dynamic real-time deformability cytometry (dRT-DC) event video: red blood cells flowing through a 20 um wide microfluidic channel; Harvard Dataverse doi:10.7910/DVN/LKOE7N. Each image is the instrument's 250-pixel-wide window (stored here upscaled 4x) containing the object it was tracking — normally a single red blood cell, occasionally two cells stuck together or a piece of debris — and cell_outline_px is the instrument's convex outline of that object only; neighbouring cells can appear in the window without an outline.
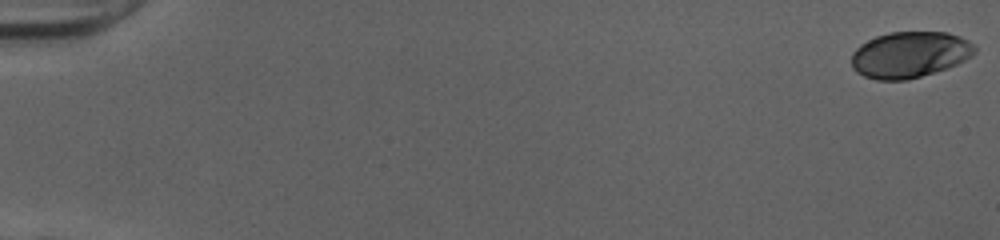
{"species": "human", "species_latin": "Homo sapiens", "temperature_condition": "cold", "stored_images_in_passage": 52, "camera_frame_rate_fps": 3000, "um_per_image_px": 0.085, "donor": {"sex": "female"}, "frame": {"image": 1, "passage_image": 1, "time_ms": 0.0, "image_size_px": [1000, 240], "cell_outline_px": [[976, 52], [972, 56], [948, 68], [908, 80], [876, 80], [864, 76], [856, 72], [852, 68], [852, 52], [860, 44], [876, 36], [888, 32], [948, 32], [960, 36], [968, 40], [976, 48]], "centroid_in_image_um": [77.32, 4.65], "position_along_channel_um": 7.7, "area_um2": 33.35}}
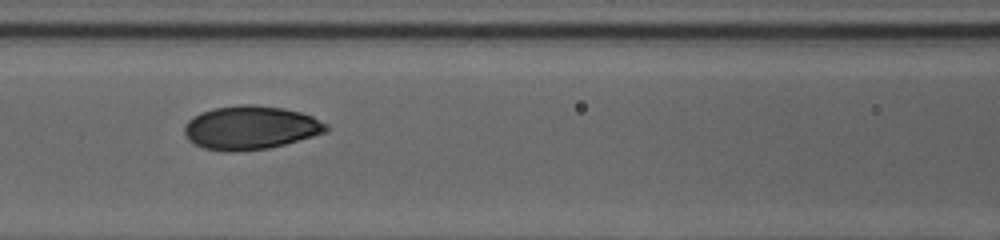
{"frame": {"image": 2, "passage_image": 25, "time_ms": 8.0, "image_size_px": [1000, 240], "cell_outline_px": [[328, 132], [284, 144], [268, 148], [240, 152], [228, 152], [204, 148], [196, 144], [184, 132], [184, 128], [188, 120], [192, 116], [200, 112], [212, 108], [240, 104], [252, 104], [284, 108], [300, 112], [312, 116], [328, 124]], "centroid_in_image_um": [21.31, 10.84], "position_along_channel_um": 145.3, "area_um2": 36.13}}
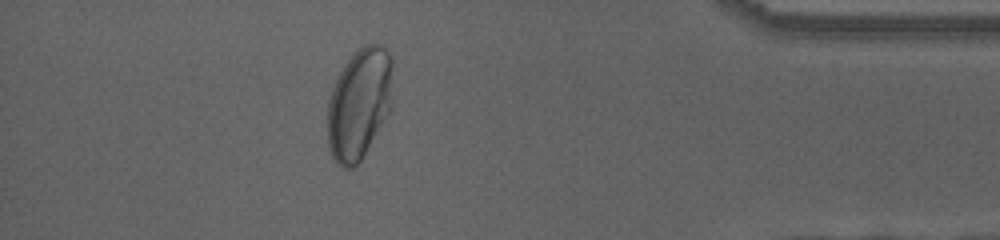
{"frame": {"image": 3, "passage_image": 47, "time_ms": 15.333, "image_size_px": [1000, 240], "cell_outline_px": [[392, 108], [356, 168], [344, 168], [336, 164], [328, 148], [328, 100], [336, 76], [352, 52], [364, 44], [380, 44], [392, 56]], "centroid_in_image_um": [30.53, 8.8], "position_along_channel_um": 404.7, "area_um2": 43.0}, "authors_computed_cell_mechanics": {"area_um2": 34.68, "velocity_mm_per_s": 4.0127, "shape_relaxation_time_tau1_ms": 4.6751, "shape_relaxation_time_tau2_ms": null, "deformation_change_tau1": 0.1776, "deformation_change_tau2": null}}